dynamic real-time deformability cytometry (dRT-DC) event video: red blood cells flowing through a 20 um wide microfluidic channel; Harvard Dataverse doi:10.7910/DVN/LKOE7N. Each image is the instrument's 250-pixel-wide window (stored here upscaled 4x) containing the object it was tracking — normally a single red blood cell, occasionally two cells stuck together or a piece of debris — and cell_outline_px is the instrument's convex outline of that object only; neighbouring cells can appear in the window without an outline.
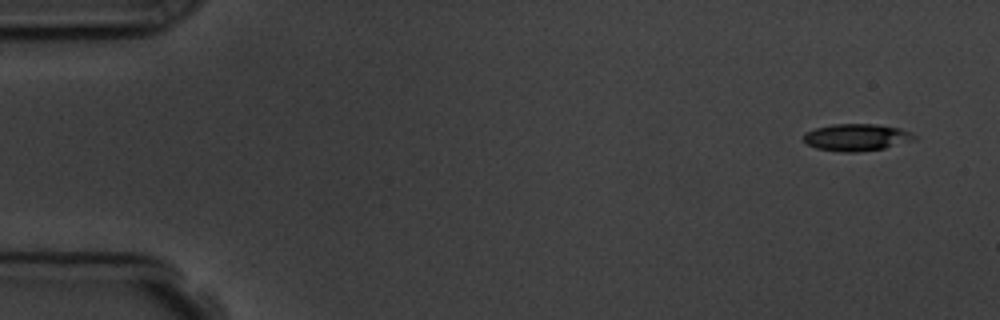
{"species": "common noctule bat (a hibernating species)", "species_latin": "Nyctalus noctula", "temperature_condition": "room temperature", "stored_images_in_passage": 11, "camera_frame_rate_fps": 3000, "um_per_image_px": 0.085, "animal": {"sex": "male", "body_mass_g": 19.5, "forearm_length_mm": 54.6}, "frame": {"image": 1, "passage_image": 1, "time_ms": 0.0, "image_size_px": [1000, 320], "cell_outline_px": [[920, 136], [916, 140], [884, 148], [856, 152], [840, 152], [816, 148], [808, 144], [804, 140], [804, 136], [808, 132], [816, 128], [832, 124], [876, 124], [900, 128], [912, 132]], "centroid_in_image_um": [72.89, 11.67], "position_along_channel_um": 12.1, "area_um2": 17.51}}
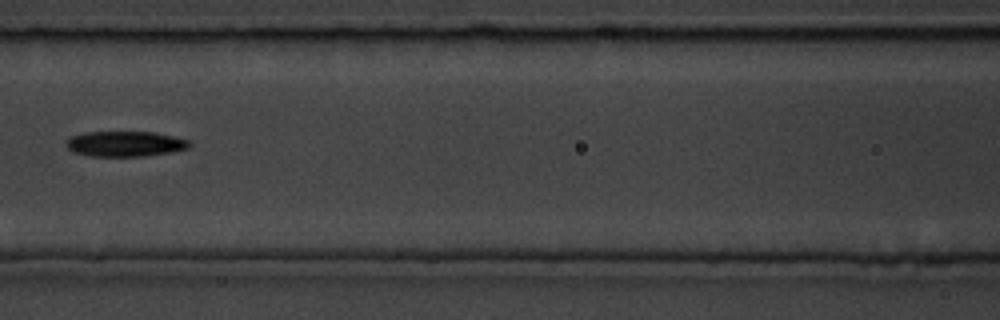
{"frame": {"image": 2, "passage_image": 7, "time_ms": 7.0, "image_size_px": [1000, 320], "cell_outline_px": [[192, 144], [188, 148], [172, 152], [144, 156], [92, 156], [76, 152], [68, 148], [64, 144], [64, 140], [72, 136], [84, 132], [156, 132], [176, 136], [192, 140]], "centroid_in_image_um": [10.69, 12.21], "position_along_channel_um": 155.9, "area_um2": 18.44}}
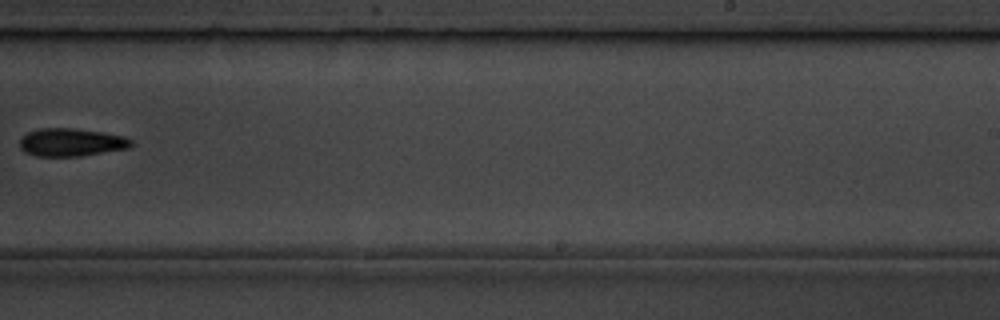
{"frame": {"image": 3, "passage_image": 10, "time_ms": 10.333, "image_size_px": [1000, 320], "cell_outline_px": [[132, 148], [80, 156], [36, 156], [24, 152], [20, 148], [20, 140], [28, 132], [40, 128], [76, 128], [104, 132], [124, 136], [132, 140]], "centroid_in_image_um": [6.09, 12.09], "position_along_channel_um": 282.9, "area_um2": 18.32}}